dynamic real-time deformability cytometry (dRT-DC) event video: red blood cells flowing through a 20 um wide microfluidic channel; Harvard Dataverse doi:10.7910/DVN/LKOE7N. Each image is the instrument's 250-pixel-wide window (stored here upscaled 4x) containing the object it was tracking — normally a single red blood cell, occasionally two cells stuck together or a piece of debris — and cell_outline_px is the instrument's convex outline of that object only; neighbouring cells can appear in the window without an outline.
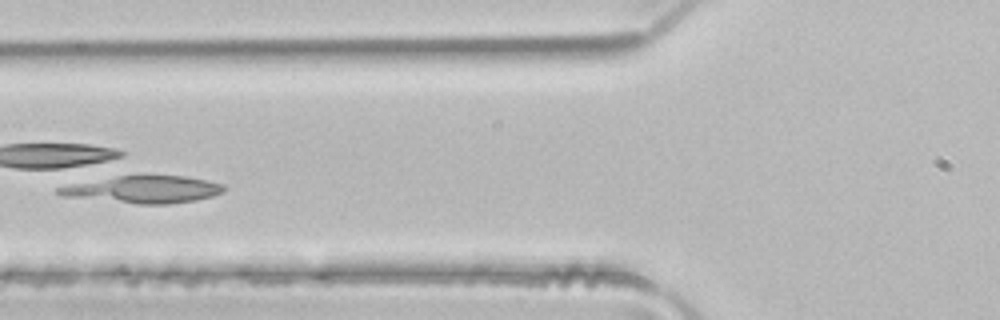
{"species": "common noctule bat (a hibernating species)", "species_latin": "Nyctalus noctula", "temperature_condition": "room temperature", "stored_images_in_passage": 4, "camera_frame_rate_fps": 3000, "um_per_image_px": 0.085, "animal": {"sex": "male", "body_mass_g": 21.5, "forearm_length_mm": 52.0}, "frame": {"image": 1, "passage_image": 4, "time_ms": 1.0, "image_size_px": [1000, 320], "cell_outline_px": [[228, 188], [224, 192], [212, 196], [196, 200], [168, 204], [140, 204], [60, 196], [56, 192], [56, 188], [80, 180], [124, 172], [144, 172], [184, 176], [224, 184]], "centroid_in_image_um": [12.09, 16.02], "position_along_channel_um": 113.7, "area_um2": 28.15}}